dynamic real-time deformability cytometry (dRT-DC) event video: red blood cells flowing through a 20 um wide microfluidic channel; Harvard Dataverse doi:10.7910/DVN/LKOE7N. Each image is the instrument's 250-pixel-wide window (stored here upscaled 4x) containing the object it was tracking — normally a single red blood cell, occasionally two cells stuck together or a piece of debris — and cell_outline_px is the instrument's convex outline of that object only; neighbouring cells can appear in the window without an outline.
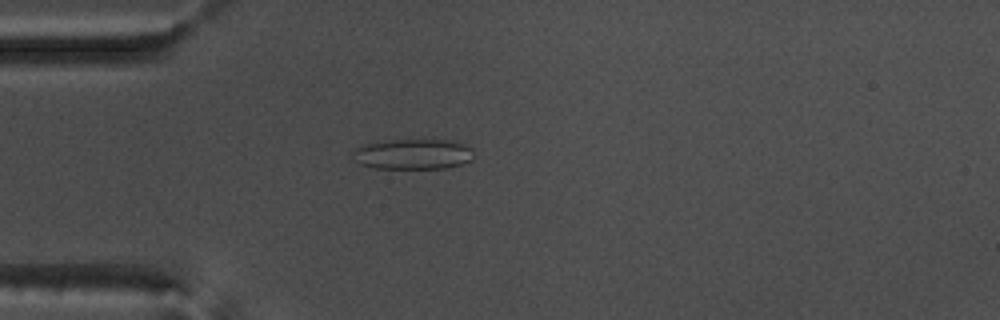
{"species": "common noctule bat (a hibernating species)", "species_latin": "Nyctalus noctula", "temperature_condition": "warm", "stored_images_in_passage": 55, "camera_frame_rate_fps": 3000, "um_per_image_px": 0.085, "animal": {"sex": "male", "body_mass_g": 17.5, "forearm_length_mm": 52.3}, "frame": {"image": 1, "passage_image": 16, "time_ms": 5.0, "image_size_px": [1000, 320], "cell_outline_px": [[472, 160], [460, 164], [444, 168], [372, 168], [360, 164], [352, 152], [352, 148], [364, 144], [388, 140], [452, 140], [464, 144], [472, 148]], "centroid_in_image_um": [35.09, 13.09], "position_along_channel_um": 49.9, "area_um2": 21.39}}
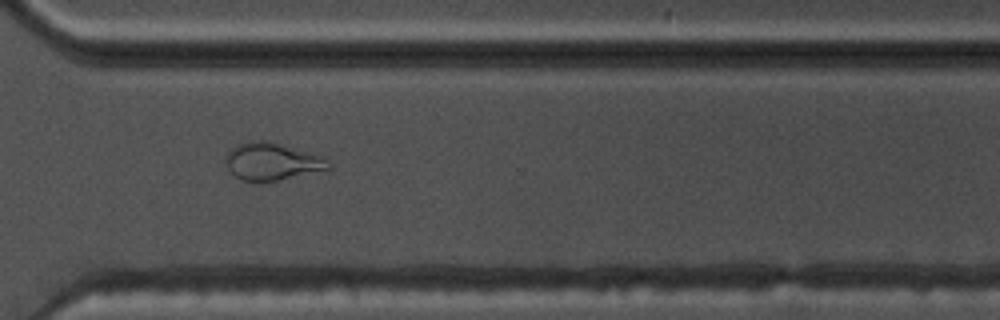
{"frame": {"image": 2, "passage_image": 41, "time_ms": 13.333, "image_size_px": [1000, 320], "cell_outline_px": [[332, 168], [276, 180], [240, 180], [228, 168], [224, 160], [228, 152], [236, 144], [252, 140], [268, 140], [324, 156], [332, 164]], "centroid_in_image_um": [23.13, 13.69], "position_along_channel_um": 347.5, "area_um2": 22.25}}
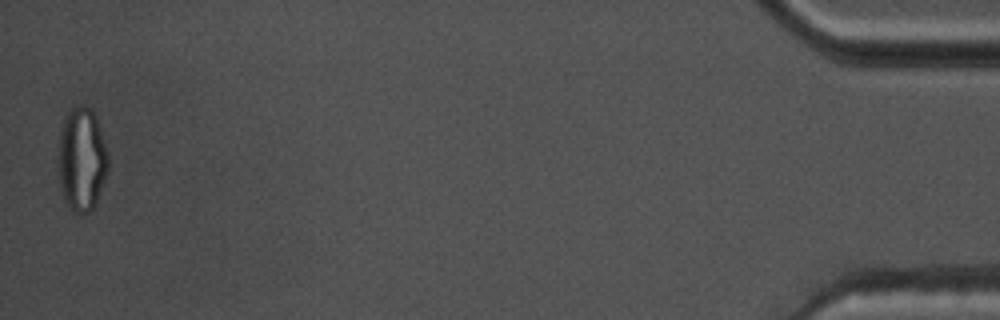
{"frame": {"image": 3, "passage_image": 55, "time_ms": 18.0, "image_size_px": [1000, 320], "cell_outline_px": [[108, 172], [96, 204], [92, 212], [76, 212], [64, 200], [60, 180], [60, 128], [64, 116], [76, 104], [84, 104], [92, 108], [96, 116], [108, 152]], "centroid_in_image_um": [6.99, 13.49], "position_along_channel_um": 428.2, "area_um2": 30.11}, "authors_computed_cell_mechanics": {"area_um2": 22.8888, "velocity_mm_per_s": 3.7157, "shape_relaxation_time_tau1_ms": null, "shape_relaxation_time_tau2_ms": 1.8436, "deformation_change_tau1": null, "deformation_change_tau2": 0.099}}